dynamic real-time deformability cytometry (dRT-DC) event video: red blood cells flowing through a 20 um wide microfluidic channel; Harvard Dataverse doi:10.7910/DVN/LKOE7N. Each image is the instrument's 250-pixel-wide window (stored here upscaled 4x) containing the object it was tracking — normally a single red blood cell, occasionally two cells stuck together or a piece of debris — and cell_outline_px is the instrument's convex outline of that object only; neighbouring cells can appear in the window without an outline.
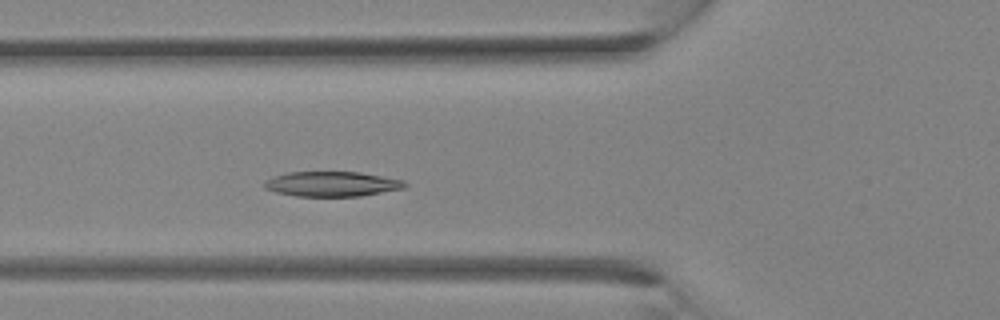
{"species": "Egyptian fruit bat (a non-hibernating species)", "species_latin": "Rousettus aegyptiacus", "temperature_condition": "room temperature", "stored_images_in_passage": 31, "camera_frame_rate_fps": 3000, "um_per_image_px": 0.085, "animal": {"sex": "female"}, "frame": {"image": 1, "passage_image": 10, "time_ms": 3.0, "image_size_px": [1000, 320], "cell_outline_px": [[408, 184], [404, 188], [360, 196], [296, 196], [276, 192], [264, 188], [264, 180], [272, 176], [288, 172], [360, 172], [404, 180]], "centroid_in_image_um": [28.19, 15.63], "position_along_channel_um": 97.6, "area_um2": 20.46}}
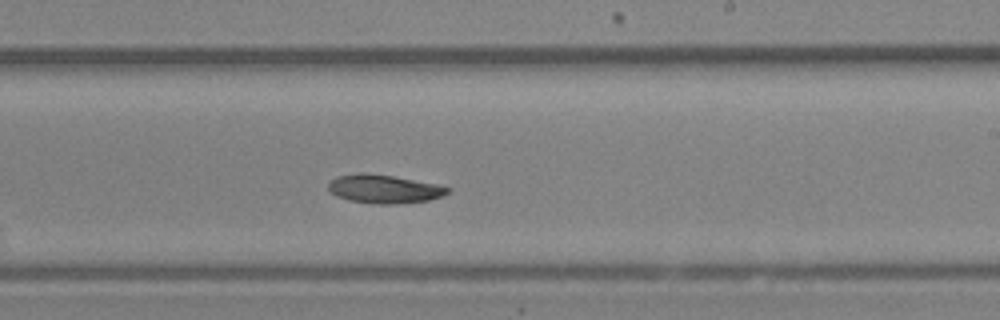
{"frame": {"image": 2, "passage_image": 18, "time_ms": 5.667, "image_size_px": [1000, 320], "cell_outline_px": [[448, 192], [444, 196], [428, 200], [396, 204], [376, 204], [348, 200], [336, 196], [328, 192], [328, 184], [336, 176], [360, 172], [364, 172], [392, 176], [440, 184], [448, 188]], "centroid_in_image_um": [32.62, 16.06], "position_along_channel_um": 256.4, "area_um2": 20.0}}
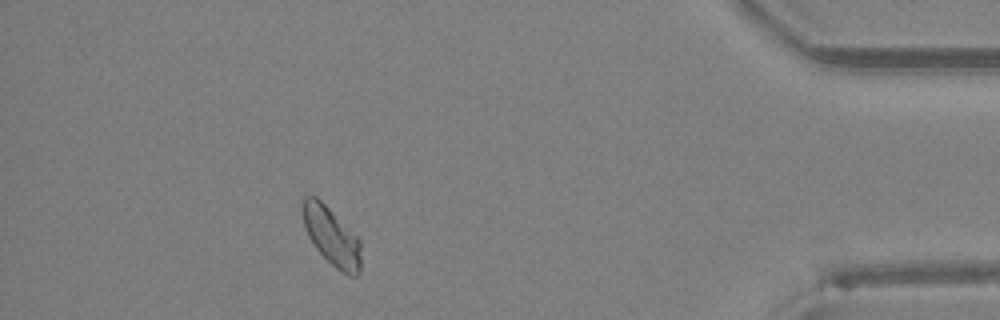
{"frame": {"image": 3, "passage_image": 28, "time_ms": 9.0, "image_size_px": [1000, 320], "cell_outline_px": [[360, 272], [356, 276], [348, 276], [336, 268], [316, 248], [308, 236], [304, 224], [304, 196], [316, 196], [360, 240]], "centroid_in_image_um": [28.21, 20.13], "position_along_channel_um": 407.0, "area_um2": 19.07}}